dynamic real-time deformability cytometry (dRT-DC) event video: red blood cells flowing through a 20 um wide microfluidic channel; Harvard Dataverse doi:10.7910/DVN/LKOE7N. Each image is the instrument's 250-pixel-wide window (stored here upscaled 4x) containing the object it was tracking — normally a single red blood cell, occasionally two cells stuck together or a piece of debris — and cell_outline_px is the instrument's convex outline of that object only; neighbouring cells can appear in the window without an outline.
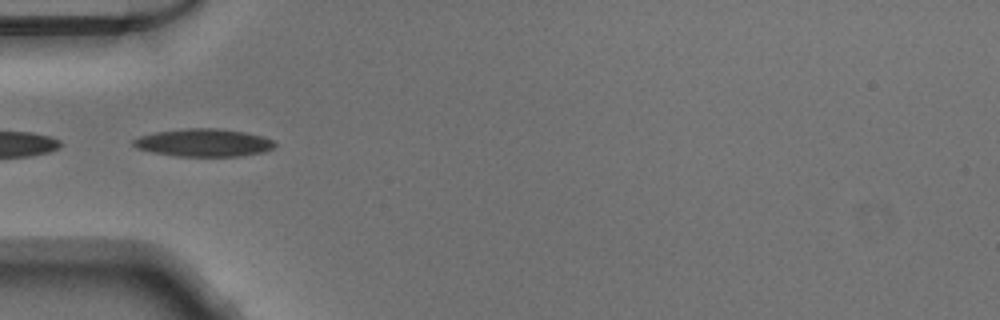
{"species": "Egyptian fruit bat (a non-hibernating species)", "species_latin": "Rousettus aegyptiacus", "temperature_condition": "warm", "stored_images_in_passage": 5, "camera_frame_rate_fps": 3000, "um_per_image_px": 0.085, "animal": {"sex": "male"}, "frame": {"image": 1, "passage_image": 3, "time_ms": 0.667, "image_size_px": [1000, 320], "cell_outline_px": [[276, 144], [272, 148], [264, 152], [240, 156], [176, 156], [152, 152], [136, 148], [132, 144], [132, 140], [140, 136], [152, 132], [184, 128], [216, 128], [244, 132], [264, 136], [276, 140]], "centroid_in_image_um": [17.31, 12.12], "position_along_channel_um": 67.7, "area_um2": 23.12}}